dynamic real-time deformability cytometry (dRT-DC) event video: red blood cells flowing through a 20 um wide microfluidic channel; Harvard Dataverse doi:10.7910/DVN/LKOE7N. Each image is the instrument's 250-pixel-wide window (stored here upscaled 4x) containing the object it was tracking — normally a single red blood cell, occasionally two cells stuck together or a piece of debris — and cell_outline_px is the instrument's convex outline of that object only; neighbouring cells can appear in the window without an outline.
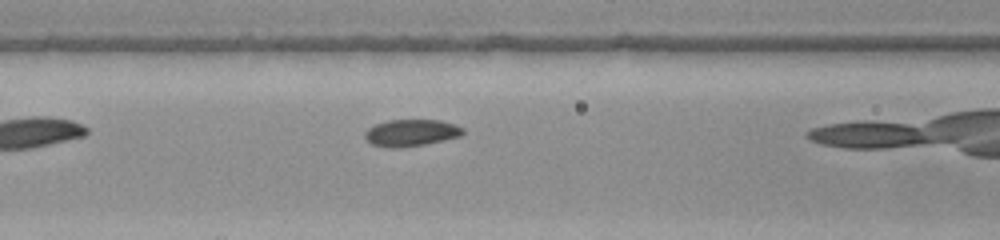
{"species": "common noctule bat (a hibernating species)", "species_latin": "Nyctalus noctula", "temperature_condition": "warm", "stored_images_in_passage": 23, "camera_frame_rate_fps": 3000, "um_per_image_px": 0.085, "animal": {"sex": "female", "body_mass_g": 22.0, "forearm_length_mm": 56.7}, "frame": {"image": 1, "passage_image": 4, "time_ms": 1.0, "image_size_px": [1000, 240], "cell_outline_px": [[464, 132], [460, 136], [424, 144], [400, 148], [388, 148], [372, 144], [364, 136], [364, 132], [368, 128], [376, 124], [388, 120], [440, 120], [464, 128]], "centroid_in_image_um": [34.91, 11.29], "position_along_channel_um": 131.7, "area_um2": 15.2}}
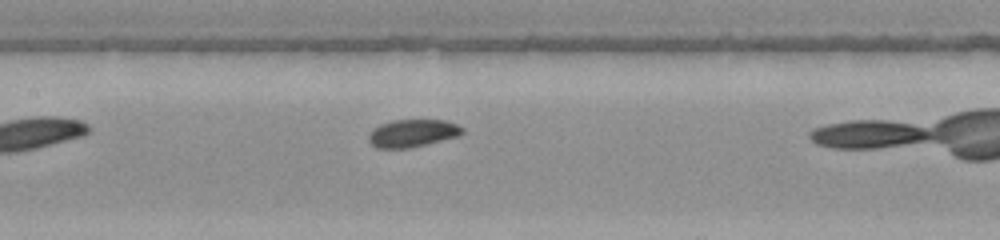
{"frame": {"image": 2, "passage_image": 7, "time_ms": 2.0, "image_size_px": [1000, 240], "cell_outline_px": [[464, 132], [456, 136], [408, 148], [376, 148], [368, 140], [368, 136], [372, 128], [380, 124], [392, 120], [444, 120], [456, 124], [464, 128]], "centroid_in_image_um": [35.01, 11.31], "position_along_channel_um": 172.4, "area_um2": 14.91}}
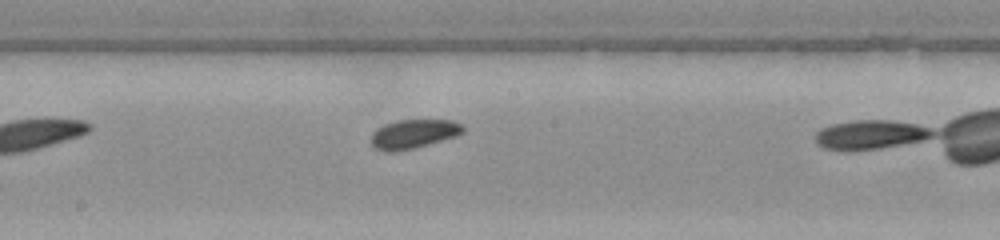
{"frame": {"image": 3, "passage_image": 10, "time_ms": 3.0, "image_size_px": [1000, 240], "cell_outline_px": [[464, 132], [456, 136], [412, 148], [388, 152], [376, 148], [372, 144], [372, 132], [376, 128], [384, 124], [396, 120], [452, 120], [460, 124], [464, 128]], "centroid_in_image_um": [35.14, 11.36], "position_along_channel_um": 213.1, "area_um2": 15.26}}